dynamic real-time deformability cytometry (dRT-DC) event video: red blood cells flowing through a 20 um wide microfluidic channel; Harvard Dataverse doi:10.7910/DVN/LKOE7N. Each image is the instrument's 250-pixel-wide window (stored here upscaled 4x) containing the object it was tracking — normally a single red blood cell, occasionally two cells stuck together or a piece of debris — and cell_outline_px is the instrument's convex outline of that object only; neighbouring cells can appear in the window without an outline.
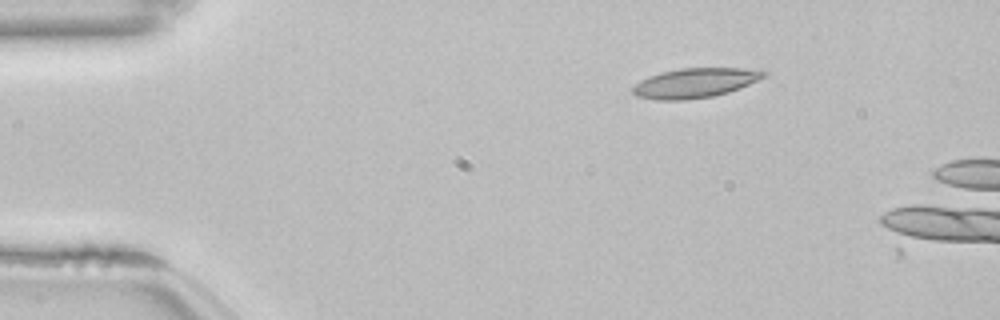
{"species": "common noctule bat (a hibernating species)", "species_latin": "Nyctalus noctula", "temperature_condition": "room temperature", "stored_images_in_passage": 5, "camera_frame_rate_fps": 3000, "um_per_image_px": 0.085, "animal": {"sex": "female", "body_mass_g": 22.7, "forearm_length_mm": 54.2}, "frame": {"image": 1, "passage_image": 1, "time_ms": 0.0, "image_size_px": [1000, 320], "cell_outline_px": [[768, 76], [740, 88], [728, 92], [712, 96], [684, 100], [656, 100], [636, 96], [632, 92], [632, 88], [640, 80], [648, 76], [660, 72], [680, 68], [748, 68], [768, 72]], "centroid_in_image_um": [59.08, 7.04], "position_along_channel_um": 25.9, "area_um2": 22.77}}